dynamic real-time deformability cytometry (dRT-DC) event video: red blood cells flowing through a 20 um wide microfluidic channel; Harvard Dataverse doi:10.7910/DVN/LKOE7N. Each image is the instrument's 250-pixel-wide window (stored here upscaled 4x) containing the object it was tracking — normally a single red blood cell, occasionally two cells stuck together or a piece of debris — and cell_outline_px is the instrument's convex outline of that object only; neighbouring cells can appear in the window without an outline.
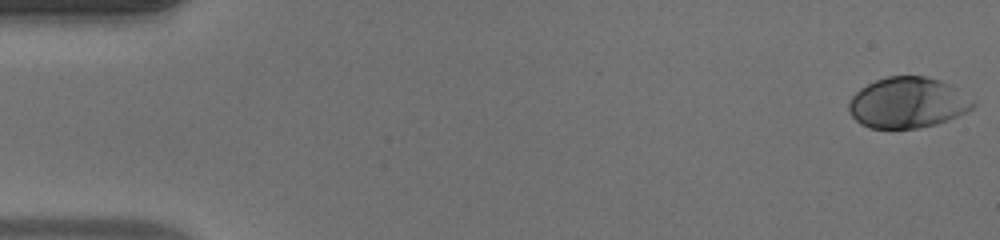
{"species": "human", "species_latin": "Homo sapiens", "temperature_condition": "warm", "stored_images_in_passage": 50, "camera_frame_rate_fps": 3000, "um_per_image_px": 0.085, "donor": {"sex": "male"}, "frame": {"image": 1, "passage_image": 1, "time_ms": 0.0, "image_size_px": [1000, 240], "cell_outline_px": [[976, 104], [968, 112], [936, 124], [916, 128], [872, 128], [860, 124], [852, 116], [848, 108], [848, 100], [860, 88], [876, 80], [888, 76], [924, 76], [940, 80], [956, 88], [976, 100]], "centroid_in_image_um": [77.16, 8.73], "position_along_channel_um": 7.8, "area_um2": 36.82}}
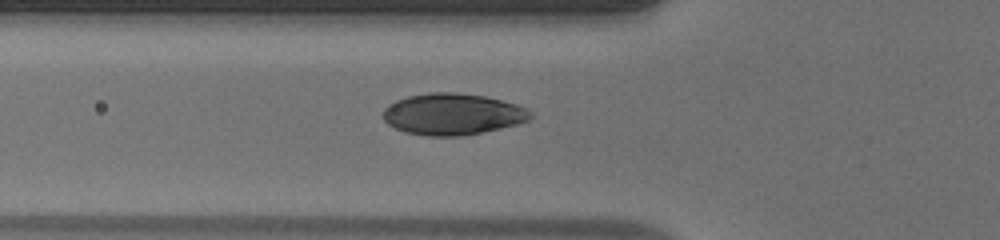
{"frame": {"image": 2, "passage_image": 18, "time_ms": 5.667, "image_size_px": [1000, 240], "cell_outline_px": [[532, 116], [528, 120], [516, 124], [500, 128], [460, 136], [424, 136], [404, 132], [388, 124], [384, 120], [384, 108], [388, 104], [396, 100], [408, 96], [432, 92], [456, 92], [484, 96], [516, 104], [528, 108], [532, 112]], "centroid_in_image_um": [38.45, 9.7], "position_along_channel_um": 87.3, "area_um2": 35.55}}
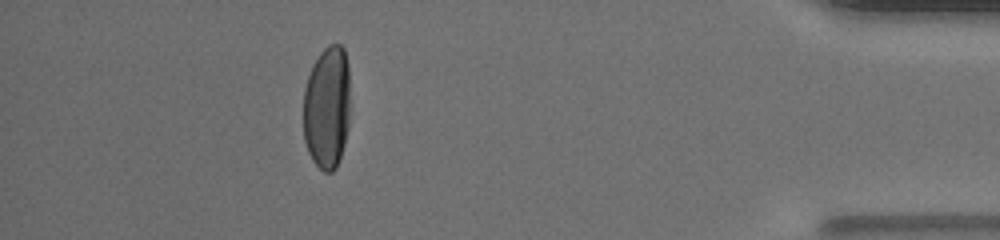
{"frame": {"image": 3, "passage_image": 45, "time_ms": 14.667, "image_size_px": [1000, 240], "cell_outline_px": [[348, 128], [344, 144], [336, 168], [332, 172], [324, 172], [312, 160], [308, 152], [304, 140], [304, 88], [312, 64], [320, 52], [328, 44], [340, 44], [344, 48], [348, 64]], "centroid_in_image_um": [27.78, 9.11], "position_along_channel_um": 407.4, "area_um2": 33.64}, "authors_computed_cell_mechanics": {"area_um2": 35.7204, "velocity_mm_per_s": 4.1143, "shape_relaxation_time_tau1_ms": 3.3043, "shape_relaxation_time_tau2_ms": null, "deformation_change_tau1": 0.2086, "deformation_change_tau2": null}}